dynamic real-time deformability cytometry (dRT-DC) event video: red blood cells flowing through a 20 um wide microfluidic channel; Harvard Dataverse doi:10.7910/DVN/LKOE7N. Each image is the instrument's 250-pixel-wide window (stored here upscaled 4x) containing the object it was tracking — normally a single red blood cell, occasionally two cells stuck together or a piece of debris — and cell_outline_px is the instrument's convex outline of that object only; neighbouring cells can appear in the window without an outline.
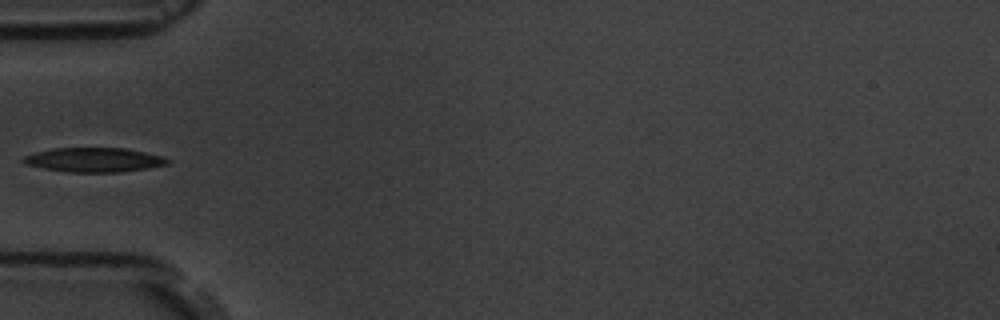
{"species": "common noctule bat (a hibernating species)", "species_latin": "Nyctalus noctula", "temperature_condition": "room temperature", "stored_images_in_passage": 4, "camera_frame_rate_fps": 3000, "um_per_image_px": 0.085, "animal": {"sex": "male", "body_mass_g": 19.5, "forearm_length_mm": 54.6}, "frame": {"image": 1, "passage_image": 4, "time_ms": 4.333, "image_size_px": [1000, 320], "cell_outline_px": [[172, 160], [168, 164], [120, 172], [64, 172], [24, 164], [20, 160], [24, 156], [36, 152], [52, 148], [124, 148], [164, 156]], "centroid_in_image_um": [7.97, 13.58], "position_along_channel_um": 77.0, "area_um2": 20.46}}